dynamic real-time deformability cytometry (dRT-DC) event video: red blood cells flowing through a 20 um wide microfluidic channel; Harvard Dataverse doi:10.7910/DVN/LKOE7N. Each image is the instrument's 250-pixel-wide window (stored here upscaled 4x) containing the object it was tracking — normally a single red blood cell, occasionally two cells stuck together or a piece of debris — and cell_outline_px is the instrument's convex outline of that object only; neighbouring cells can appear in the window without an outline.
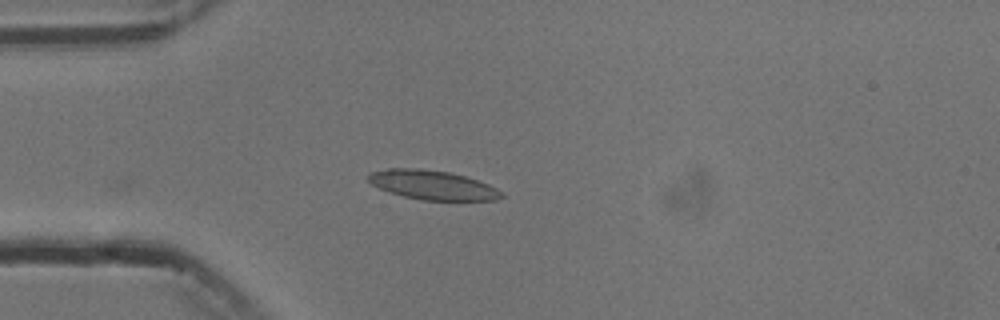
{"species": "common noctule bat (a hibernating species)", "species_latin": "Nyctalus noctula", "temperature_condition": "cold", "stored_images_in_passage": 4, "camera_frame_rate_fps": 3000, "um_per_image_px": 0.085, "animal": {"sex": "male", "body_mass_g": 13.3}, "frame": {"image": 1, "passage_image": 4, "time_ms": 3.667, "image_size_px": [1000, 320], "cell_outline_px": [[504, 196], [496, 200], [420, 200], [404, 196], [380, 188], [372, 184], [368, 180], [368, 176], [372, 172], [388, 168], [420, 168], [448, 172], [464, 176], [488, 184], [504, 192]], "centroid_in_image_um": [36.79, 15.72], "position_along_channel_um": 48.2, "area_um2": 22.48}}